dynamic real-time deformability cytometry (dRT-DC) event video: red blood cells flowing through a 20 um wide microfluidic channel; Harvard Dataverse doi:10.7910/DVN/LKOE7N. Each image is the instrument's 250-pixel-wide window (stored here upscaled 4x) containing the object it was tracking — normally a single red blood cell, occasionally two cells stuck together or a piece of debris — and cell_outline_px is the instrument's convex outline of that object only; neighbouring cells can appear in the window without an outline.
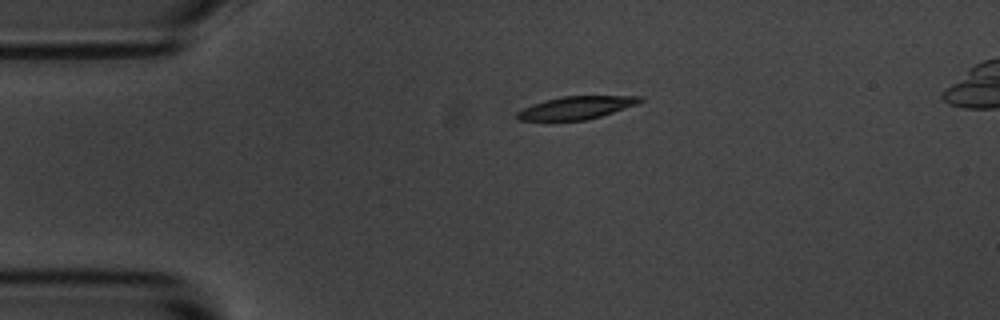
{"species": "common noctule bat (a hibernating species)", "species_latin": "Nyctalus noctula", "temperature_condition": "room temperature", "stored_images_in_passage": 2, "camera_frame_rate_fps": 3000, "um_per_image_px": 0.085, "animal": {"sex": "male", "body_mass_g": 20.1, "forearm_length_mm": 53.5}, "frame": {"image": 1, "passage_image": 1, "time_ms": 0.0, "image_size_px": [1000, 320], "cell_outline_px": [[644, 100], [636, 104], [600, 116], [584, 120], [516, 120], [516, 112], [532, 104], [544, 100], [560, 96], [644, 96]], "centroid_in_image_um": [48.95, 9.14], "position_along_channel_um": 36.0, "area_um2": 16.18}}